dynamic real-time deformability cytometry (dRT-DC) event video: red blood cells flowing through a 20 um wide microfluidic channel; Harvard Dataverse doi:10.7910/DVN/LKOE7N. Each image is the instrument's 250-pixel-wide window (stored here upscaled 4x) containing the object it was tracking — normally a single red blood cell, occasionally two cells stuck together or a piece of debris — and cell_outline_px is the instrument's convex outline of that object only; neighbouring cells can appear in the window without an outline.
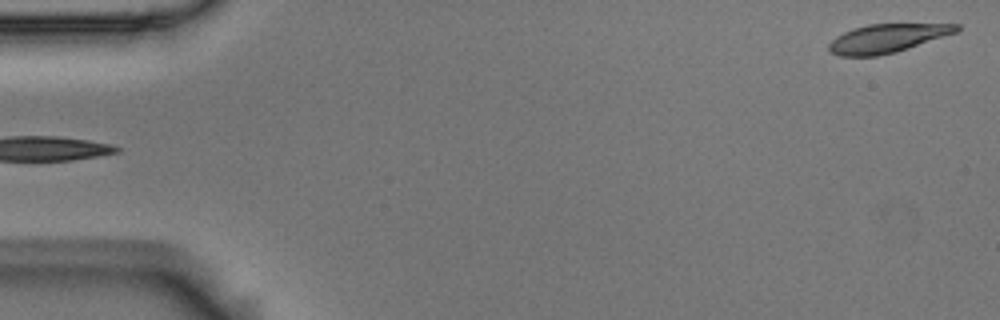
{"species": "Egyptian fruit bat (a non-hibernating species)", "species_latin": "Rousettus aegyptiacus", "temperature_condition": "room temperature", "stored_images_in_passage": 5, "camera_frame_rate_fps": 3000, "um_per_image_px": 0.085, "animal": {"sex": "male"}, "frame": {"image": 1, "passage_image": 5, "time_ms": 1.333, "image_size_px": [1000, 320], "cell_outline_px": [[960, 28], [956, 32], [896, 52], [876, 56], [840, 56], [828, 52], [828, 44], [836, 36], [852, 28], [868, 24], [960, 24]], "centroid_in_image_um": [75.35, 3.26], "position_along_channel_um": 9.7, "area_um2": 21.15}}